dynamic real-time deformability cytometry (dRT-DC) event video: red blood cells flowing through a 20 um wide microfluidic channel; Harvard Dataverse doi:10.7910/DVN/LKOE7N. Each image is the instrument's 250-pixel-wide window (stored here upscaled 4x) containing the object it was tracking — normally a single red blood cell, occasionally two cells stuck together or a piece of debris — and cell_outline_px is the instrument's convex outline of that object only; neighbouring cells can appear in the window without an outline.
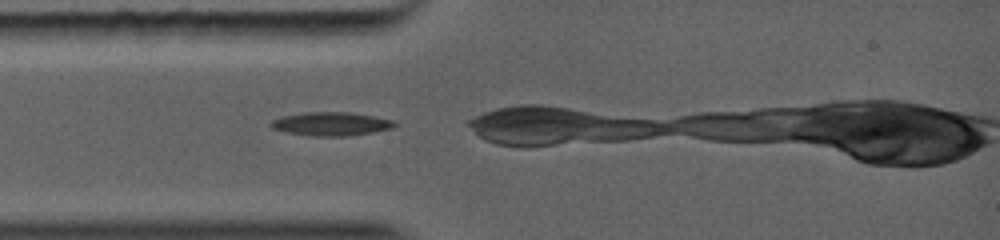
{"species": "common noctule bat (a hibernating species)", "species_latin": "Nyctalus noctula", "temperature_condition": "warm", "stored_images_in_passage": 19, "camera_frame_rate_fps": 5000, "um_per_image_px": 0.085, "animal": {"sex": "female", "body_mass_g": 19.0, "forearm_length_mm": 56.7}, "frame": {"image": 1, "passage_image": 1, "time_ms": 0.0, "image_size_px": [1000, 240], "cell_outline_px": [[396, 124], [392, 128], [372, 132], [348, 136], [308, 136], [288, 132], [272, 128], [272, 120], [284, 116], [316, 112], [340, 112], [368, 116], [388, 120]], "centroid_in_image_um": [28.1, 10.56], "position_along_channel_um": 56.9, "area_um2": 16.18}}